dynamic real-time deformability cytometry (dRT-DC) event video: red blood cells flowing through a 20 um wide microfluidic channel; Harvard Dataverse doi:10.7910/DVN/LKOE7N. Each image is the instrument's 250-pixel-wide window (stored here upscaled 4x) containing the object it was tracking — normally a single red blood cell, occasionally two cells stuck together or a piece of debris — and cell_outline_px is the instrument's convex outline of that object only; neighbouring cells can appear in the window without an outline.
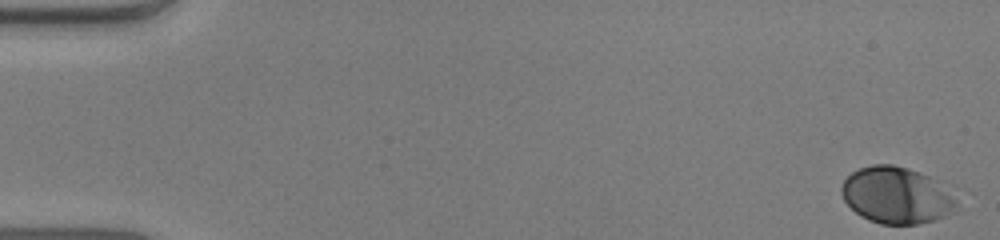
{"species": "human", "species_latin": "Homo sapiens", "temperature_condition": "warm", "stored_images_in_passage": 54, "camera_frame_rate_fps": 3000, "um_per_image_px": 0.085, "donor": {"sex": "male"}, "frame": {"image": 1, "passage_image": 1, "time_ms": 0.0, "image_size_px": [1000, 240], "cell_outline_px": [[956, 204], [952, 212], [936, 220], [920, 224], [880, 224], [868, 220], [860, 216], [844, 200], [840, 192], [840, 188], [844, 180], [852, 172], [860, 168], [872, 164], [892, 164], [908, 168], [920, 172], [936, 180], [956, 200]], "centroid_in_image_um": [76.16, 16.6], "position_along_channel_um": 8.8, "area_um2": 37.8}}
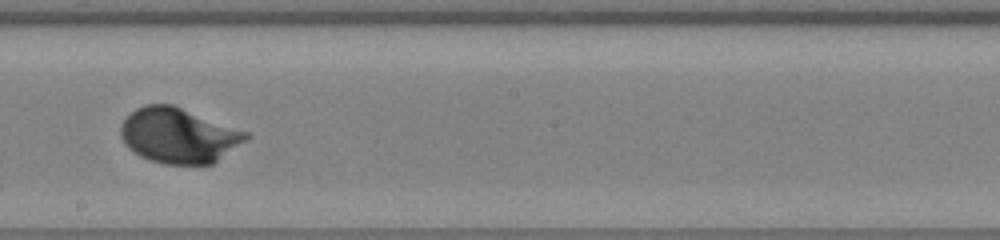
{"frame": {"image": 2, "passage_image": 31, "time_ms": 10.0, "image_size_px": [1000, 240], "cell_outline_px": [[252, 136], [212, 164], [164, 164], [140, 156], [128, 148], [124, 144], [120, 136], [120, 128], [124, 120], [136, 108], [144, 104], [172, 104], [248, 132]], "centroid_in_image_um": [15.17, 11.51], "position_along_channel_um": 233.0, "area_um2": 40.11}}
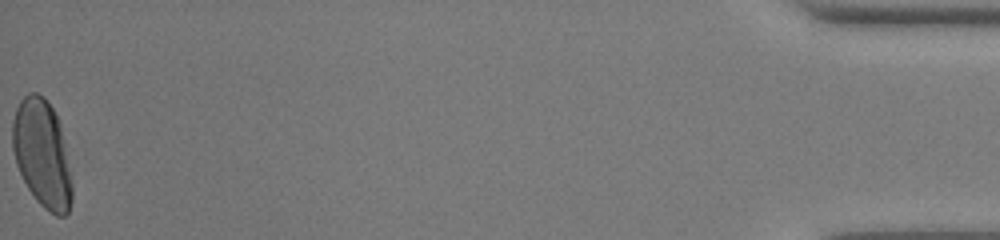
{"frame": {"image": 3, "passage_image": 54, "time_ms": 17.667, "image_size_px": [1000, 240], "cell_outline_px": [[72, 200], [68, 212], [64, 216], [56, 216], [44, 208], [36, 200], [28, 188], [16, 164], [12, 148], [12, 120], [16, 108], [20, 100], [28, 92], [36, 92], [44, 96], [52, 108], [60, 124], [72, 184]], "centroid_in_image_um": [3.56, 13.06], "position_along_channel_um": 431.6, "area_um2": 37.22}, "authors_computed_cell_mechanics": {"area_um2": 37.6856, "velocity_mm_per_s": 3.8641, "shape_relaxation_time_tau1_ms": 2.3205, "shape_relaxation_time_tau2_ms": null, "deformation_change_tau1": 0.161, "deformation_change_tau2": null}}